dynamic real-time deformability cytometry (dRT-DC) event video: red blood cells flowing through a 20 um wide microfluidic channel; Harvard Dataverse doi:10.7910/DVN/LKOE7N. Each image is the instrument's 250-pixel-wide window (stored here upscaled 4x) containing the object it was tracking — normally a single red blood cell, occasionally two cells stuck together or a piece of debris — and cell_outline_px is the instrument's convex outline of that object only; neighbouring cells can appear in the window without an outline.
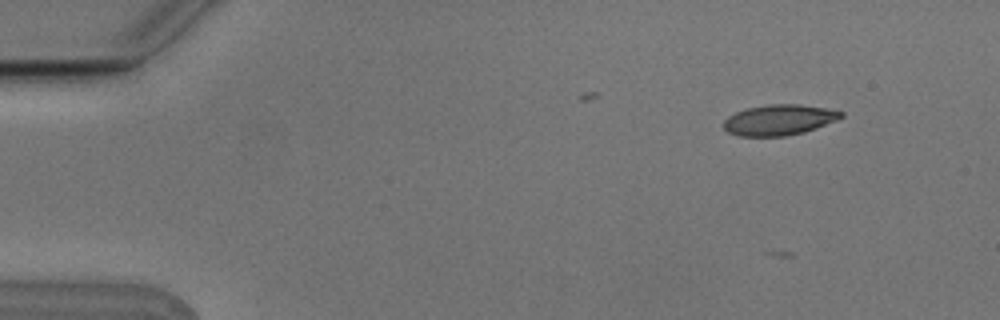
{"species": "Egyptian fruit bat (a non-hibernating species)", "species_latin": "Rousettus aegyptiacus", "temperature_condition": "cold", "stored_images_in_passage": 5, "camera_frame_rate_fps": 3000, "um_per_image_px": 0.085, "animal": {"sex": "male"}, "frame": {"image": 1, "passage_image": 3, "time_ms": 0.667, "image_size_px": [1000, 320], "cell_outline_px": [[844, 116], [836, 120], [816, 128], [804, 132], [784, 136], [740, 136], [728, 132], [724, 128], [724, 120], [728, 116], [736, 112], [748, 108], [768, 104], [800, 104], [828, 108], [844, 112]], "centroid_in_image_um": [66.24, 10.18], "position_along_channel_um": 18.8, "area_um2": 20.92}}